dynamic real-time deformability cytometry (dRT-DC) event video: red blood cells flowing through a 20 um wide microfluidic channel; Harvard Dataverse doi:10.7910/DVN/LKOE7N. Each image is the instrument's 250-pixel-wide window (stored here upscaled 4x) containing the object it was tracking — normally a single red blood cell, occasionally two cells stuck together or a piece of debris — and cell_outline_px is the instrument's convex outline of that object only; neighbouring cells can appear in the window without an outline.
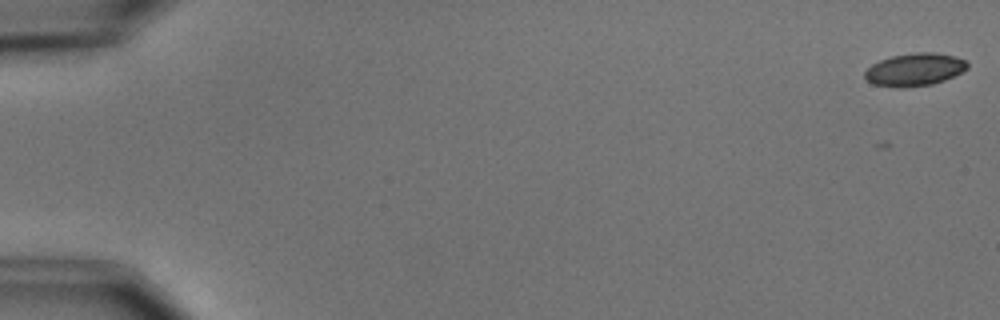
{"species": "common noctule bat (a hibernating species)", "species_latin": "Nyctalus noctula", "temperature_condition": "cold", "stored_images_in_passage": 2, "camera_frame_rate_fps": 3000, "um_per_image_px": 0.085, "animal": {"sex": "male", "body_mass_g": 15.6}, "frame": {"image": 1, "passage_image": 2, "time_ms": 0.333, "image_size_px": [1000, 320], "cell_outline_px": [[968, 68], [944, 80], [932, 84], [904, 88], [892, 88], [872, 84], [864, 76], [864, 72], [872, 64], [880, 60], [892, 56], [916, 52], [932, 52], [952, 56], [968, 60]], "centroid_in_image_um": [77.72, 5.92], "position_along_channel_um": 7.3, "area_um2": 19.59}}